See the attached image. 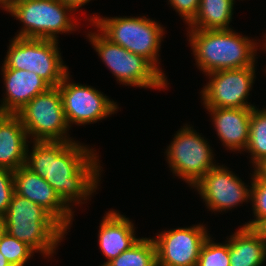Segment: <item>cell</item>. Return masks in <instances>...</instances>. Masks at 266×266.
Segmentation results:
<instances>
[{
  "mask_svg": "<svg viewBox=\"0 0 266 266\" xmlns=\"http://www.w3.org/2000/svg\"><path fill=\"white\" fill-rule=\"evenodd\" d=\"M32 143L31 151L27 147L25 166L43 177L71 211L94 195L104 171L95 148L80 141Z\"/></svg>",
  "mask_w": 266,
  "mask_h": 266,
  "instance_id": "6da1fadb",
  "label": "cell"
},
{
  "mask_svg": "<svg viewBox=\"0 0 266 266\" xmlns=\"http://www.w3.org/2000/svg\"><path fill=\"white\" fill-rule=\"evenodd\" d=\"M187 32L197 68L205 75L218 70L251 67L256 64L259 45L260 48L263 46V42L261 45V41L239 34L233 28L188 29Z\"/></svg>",
  "mask_w": 266,
  "mask_h": 266,
  "instance_id": "7a4b0ae2",
  "label": "cell"
},
{
  "mask_svg": "<svg viewBox=\"0 0 266 266\" xmlns=\"http://www.w3.org/2000/svg\"><path fill=\"white\" fill-rule=\"evenodd\" d=\"M6 232L41 256L51 258L67 230L42 206L14 193L3 215Z\"/></svg>",
  "mask_w": 266,
  "mask_h": 266,
  "instance_id": "3957f363",
  "label": "cell"
},
{
  "mask_svg": "<svg viewBox=\"0 0 266 266\" xmlns=\"http://www.w3.org/2000/svg\"><path fill=\"white\" fill-rule=\"evenodd\" d=\"M90 25L98 29L112 43L147 59L166 79L159 61L165 28L146 16L101 17L90 16Z\"/></svg>",
  "mask_w": 266,
  "mask_h": 266,
  "instance_id": "277c9868",
  "label": "cell"
},
{
  "mask_svg": "<svg viewBox=\"0 0 266 266\" xmlns=\"http://www.w3.org/2000/svg\"><path fill=\"white\" fill-rule=\"evenodd\" d=\"M4 11L23 24L16 37L59 41V34L78 28L75 11L59 0H14Z\"/></svg>",
  "mask_w": 266,
  "mask_h": 266,
  "instance_id": "5b68a950",
  "label": "cell"
},
{
  "mask_svg": "<svg viewBox=\"0 0 266 266\" xmlns=\"http://www.w3.org/2000/svg\"><path fill=\"white\" fill-rule=\"evenodd\" d=\"M87 33V38L102 62L116 77V81L125 86L167 89L166 79L147 59L136 55L122 46L112 43L100 31Z\"/></svg>",
  "mask_w": 266,
  "mask_h": 266,
  "instance_id": "8992f818",
  "label": "cell"
},
{
  "mask_svg": "<svg viewBox=\"0 0 266 266\" xmlns=\"http://www.w3.org/2000/svg\"><path fill=\"white\" fill-rule=\"evenodd\" d=\"M9 41L2 63L6 68L33 71L50 87H57L69 73L58 41L16 36Z\"/></svg>",
  "mask_w": 266,
  "mask_h": 266,
  "instance_id": "52a82bcc",
  "label": "cell"
},
{
  "mask_svg": "<svg viewBox=\"0 0 266 266\" xmlns=\"http://www.w3.org/2000/svg\"><path fill=\"white\" fill-rule=\"evenodd\" d=\"M165 153L173 175L183 179L190 187H193L209 170L220 164H216L214 158L216 154L209 142L188 124L176 131Z\"/></svg>",
  "mask_w": 266,
  "mask_h": 266,
  "instance_id": "ba28073f",
  "label": "cell"
},
{
  "mask_svg": "<svg viewBox=\"0 0 266 266\" xmlns=\"http://www.w3.org/2000/svg\"><path fill=\"white\" fill-rule=\"evenodd\" d=\"M16 115L31 142L75 141L68 134L70 126L58 87H50L46 92L35 96Z\"/></svg>",
  "mask_w": 266,
  "mask_h": 266,
  "instance_id": "9c48e42d",
  "label": "cell"
},
{
  "mask_svg": "<svg viewBox=\"0 0 266 266\" xmlns=\"http://www.w3.org/2000/svg\"><path fill=\"white\" fill-rule=\"evenodd\" d=\"M255 66L224 69L207 74L209 81L200 91L204 108L256 107L247 102L256 79Z\"/></svg>",
  "mask_w": 266,
  "mask_h": 266,
  "instance_id": "30bf717a",
  "label": "cell"
},
{
  "mask_svg": "<svg viewBox=\"0 0 266 266\" xmlns=\"http://www.w3.org/2000/svg\"><path fill=\"white\" fill-rule=\"evenodd\" d=\"M68 73L57 86L61 93L63 109L67 122L71 124L84 125L93 124L103 120L119 109L117 102L108 98L103 92L89 85H82L70 81ZM103 93V94H102Z\"/></svg>",
  "mask_w": 266,
  "mask_h": 266,
  "instance_id": "8fae6325",
  "label": "cell"
},
{
  "mask_svg": "<svg viewBox=\"0 0 266 266\" xmlns=\"http://www.w3.org/2000/svg\"><path fill=\"white\" fill-rule=\"evenodd\" d=\"M197 190L212 212H225L250 202L251 185H246L227 166L217 165L209 170L191 189Z\"/></svg>",
  "mask_w": 266,
  "mask_h": 266,
  "instance_id": "7c38bea8",
  "label": "cell"
},
{
  "mask_svg": "<svg viewBox=\"0 0 266 266\" xmlns=\"http://www.w3.org/2000/svg\"><path fill=\"white\" fill-rule=\"evenodd\" d=\"M209 235L206 225L200 223L160 232L153 237L157 266H196L201 247Z\"/></svg>",
  "mask_w": 266,
  "mask_h": 266,
  "instance_id": "4fadbf2b",
  "label": "cell"
},
{
  "mask_svg": "<svg viewBox=\"0 0 266 266\" xmlns=\"http://www.w3.org/2000/svg\"><path fill=\"white\" fill-rule=\"evenodd\" d=\"M15 193L42 206L66 230L72 227L74 212L60 199L51 185L25 165L14 170Z\"/></svg>",
  "mask_w": 266,
  "mask_h": 266,
  "instance_id": "5bb4252c",
  "label": "cell"
},
{
  "mask_svg": "<svg viewBox=\"0 0 266 266\" xmlns=\"http://www.w3.org/2000/svg\"><path fill=\"white\" fill-rule=\"evenodd\" d=\"M5 94L0 101V114H16L35 96L50 86L33 71L1 67Z\"/></svg>",
  "mask_w": 266,
  "mask_h": 266,
  "instance_id": "9a60e30c",
  "label": "cell"
},
{
  "mask_svg": "<svg viewBox=\"0 0 266 266\" xmlns=\"http://www.w3.org/2000/svg\"><path fill=\"white\" fill-rule=\"evenodd\" d=\"M222 145L242 152L248 146L252 108H206Z\"/></svg>",
  "mask_w": 266,
  "mask_h": 266,
  "instance_id": "2e32d148",
  "label": "cell"
},
{
  "mask_svg": "<svg viewBox=\"0 0 266 266\" xmlns=\"http://www.w3.org/2000/svg\"><path fill=\"white\" fill-rule=\"evenodd\" d=\"M121 212L112 209L104 214L98 231L99 249L107 261L117 258L122 252L130 249L140 238L136 237L135 225Z\"/></svg>",
  "mask_w": 266,
  "mask_h": 266,
  "instance_id": "e0dca14e",
  "label": "cell"
},
{
  "mask_svg": "<svg viewBox=\"0 0 266 266\" xmlns=\"http://www.w3.org/2000/svg\"><path fill=\"white\" fill-rule=\"evenodd\" d=\"M27 132L16 114H0V168L12 171L25 165Z\"/></svg>",
  "mask_w": 266,
  "mask_h": 266,
  "instance_id": "ac0fdd59",
  "label": "cell"
},
{
  "mask_svg": "<svg viewBox=\"0 0 266 266\" xmlns=\"http://www.w3.org/2000/svg\"><path fill=\"white\" fill-rule=\"evenodd\" d=\"M229 237L230 266H262L266 262V241L253 228L242 225Z\"/></svg>",
  "mask_w": 266,
  "mask_h": 266,
  "instance_id": "d6986e66",
  "label": "cell"
},
{
  "mask_svg": "<svg viewBox=\"0 0 266 266\" xmlns=\"http://www.w3.org/2000/svg\"><path fill=\"white\" fill-rule=\"evenodd\" d=\"M235 0H200L197 15L187 29L227 30L233 19Z\"/></svg>",
  "mask_w": 266,
  "mask_h": 266,
  "instance_id": "ffe728a7",
  "label": "cell"
},
{
  "mask_svg": "<svg viewBox=\"0 0 266 266\" xmlns=\"http://www.w3.org/2000/svg\"><path fill=\"white\" fill-rule=\"evenodd\" d=\"M105 266H157V250L153 238L141 237L130 249Z\"/></svg>",
  "mask_w": 266,
  "mask_h": 266,
  "instance_id": "44dd1931",
  "label": "cell"
},
{
  "mask_svg": "<svg viewBox=\"0 0 266 266\" xmlns=\"http://www.w3.org/2000/svg\"><path fill=\"white\" fill-rule=\"evenodd\" d=\"M250 153L253 168L266 159V108H252L249 142L245 152Z\"/></svg>",
  "mask_w": 266,
  "mask_h": 266,
  "instance_id": "7402d4cb",
  "label": "cell"
},
{
  "mask_svg": "<svg viewBox=\"0 0 266 266\" xmlns=\"http://www.w3.org/2000/svg\"><path fill=\"white\" fill-rule=\"evenodd\" d=\"M196 266H230L229 243H215L212 235L203 243Z\"/></svg>",
  "mask_w": 266,
  "mask_h": 266,
  "instance_id": "603a6c76",
  "label": "cell"
},
{
  "mask_svg": "<svg viewBox=\"0 0 266 266\" xmlns=\"http://www.w3.org/2000/svg\"><path fill=\"white\" fill-rule=\"evenodd\" d=\"M0 252L11 266H24L36 253L26 243L17 240L7 232L0 241Z\"/></svg>",
  "mask_w": 266,
  "mask_h": 266,
  "instance_id": "cb8c5ba5",
  "label": "cell"
},
{
  "mask_svg": "<svg viewBox=\"0 0 266 266\" xmlns=\"http://www.w3.org/2000/svg\"><path fill=\"white\" fill-rule=\"evenodd\" d=\"M251 183V198L250 205H252L253 217L243 226L253 228L261 219L266 218V180L260 178L252 169Z\"/></svg>",
  "mask_w": 266,
  "mask_h": 266,
  "instance_id": "d4e9b609",
  "label": "cell"
},
{
  "mask_svg": "<svg viewBox=\"0 0 266 266\" xmlns=\"http://www.w3.org/2000/svg\"><path fill=\"white\" fill-rule=\"evenodd\" d=\"M15 193L14 172L7 168H0V215L3 216Z\"/></svg>",
  "mask_w": 266,
  "mask_h": 266,
  "instance_id": "484cf974",
  "label": "cell"
},
{
  "mask_svg": "<svg viewBox=\"0 0 266 266\" xmlns=\"http://www.w3.org/2000/svg\"><path fill=\"white\" fill-rule=\"evenodd\" d=\"M168 4L189 25L197 15L200 0H167Z\"/></svg>",
  "mask_w": 266,
  "mask_h": 266,
  "instance_id": "4316f807",
  "label": "cell"
},
{
  "mask_svg": "<svg viewBox=\"0 0 266 266\" xmlns=\"http://www.w3.org/2000/svg\"><path fill=\"white\" fill-rule=\"evenodd\" d=\"M63 4L70 6L75 12L78 11V9L82 8V6L89 3L91 0H59Z\"/></svg>",
  "mask_w": 266,
  "mask_h": 266,
  "instance_id": "83f0119b",
  "label": "cell"
},
{
  "mask_svg": "<svg viewBox=\"0 0 266 266\" xmlns=\"http://www.w3.org/2000/svg\"><path fill=\"white\" fill-rule=\"evenodd\" d=\"M253 229L266 241V218L261 219Z\"/></svg>",
  "mask_w": 266,
  "mask_h": 266,
  "instance_id": "f1b7e54d",
  "label": "cell"
},
{
  "mask_svg": "<svg viewBox=\"0 0 266 266\" xmlns=\"http://www.w3.org/2000/svg\"><path fill=\"white\" fill-rule=\"evenodd\" d=\"M254 172L262 179L266 180V159L260 162L255 168Z\"/></svg>",
  "mask_w": 266,
  "mask_h": 266,
  "instance_id": "f546056e",
  "label": "cell"
},
{
  "mask_svg": "<svg viewBox=\"0 0 266 266\" xmlns=\"http://www.w3.org/2000/svg\"><path fill=\"white\" fill-rule=\"evenodd\" d=\"M5 233H6V225L3 216L0 215V241Z\"/></svg>",
  "mask_w": 266,
  "mask_h": 266,
  "instance_id": "4dcf8cb0",
  "label": "cell"
},
{
  "mask_svg": "<svg viewBox=\"0 0 266 266\" xmlns=\"http://www.w3.org/2000/svg\"><path fill=\"white\" fill-rule=\"evenodd\" d=\"M14 0H0V8L5 10Z\"/></svg>",
  "mask_w": 266,
  "mask_h": 266,
  "instance_id": "1f68e13d",
  "label": "cell"
},
{
  "mask_svg": "<svg viewBox=\"0 0 266 266\" xmlns=\"http://www.w3.org/2000/svg\"><path fill=\"white\" fill-rule=\"evenodd\" d=\"M0 266H11L4 255L0 252Z\"/></svg>",
  "mask_w": 266,
  "mask_h": 266,
  "instance_id": "d6a6232c",
  "label": "cell"
}]
</instances>
